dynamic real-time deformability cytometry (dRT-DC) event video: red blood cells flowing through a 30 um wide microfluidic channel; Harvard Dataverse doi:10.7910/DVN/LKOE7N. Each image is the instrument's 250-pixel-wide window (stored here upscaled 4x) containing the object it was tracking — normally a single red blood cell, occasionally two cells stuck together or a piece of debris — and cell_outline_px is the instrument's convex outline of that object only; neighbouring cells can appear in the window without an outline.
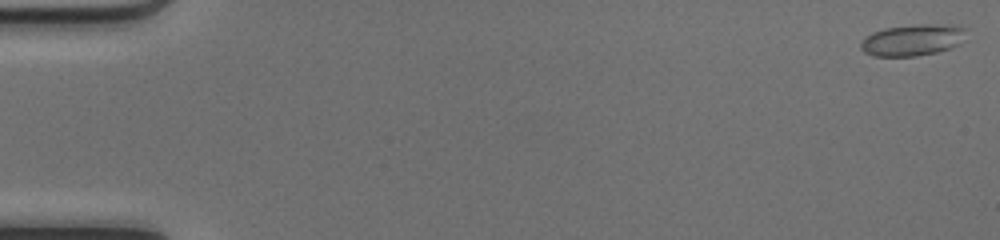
{"species": "common noctule bat (a hibernating species)", "species_latin": "Nyctalus noctula", "temperature_condition": "cold", "stored_images_in_passage": 50, "camera_frame_rate_fps": 3000, "um_per_image_px": 0.085, "animal": {"sex": "female", "body_mass_g": 17.0, "forearm_length_mm": 48.0}, "frame": {"image": 1, "passage_image": 1, "time_ms": 0.0, "image_size_px": [1000, 240], "cell_outline_px": [[964, 28], [960, 44], [952, 48], [936, 52], [916, 56], [872, 56], [864, 52], [860, 48], [860, 44], [872, 32], [884, 28], [916, 24], [952, 24]], "centroid_in_image_um": [77.55, 3.4], "position_along_channel_um": 7.5, "area_um2": 19.25}}
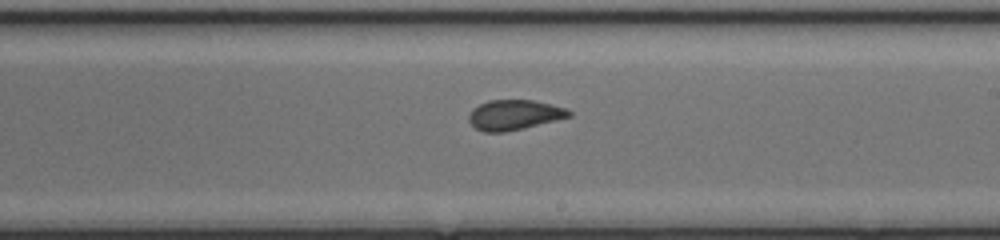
{"frame": {"image": 2, "passage_image": 30, "time_ms": 9.667, "image_size_px": [1000, 240], "cell_outline_px": [[572, 116], [504, 132], [484, 132], [476, 128], [468, 120], [468, 116], [472, 108], [488, 100], [532, 100], [564, 108], [572, 112]], "centroid_in_image_um": [43.66, 9.76], "position_along_channel_um": 245.3, "area_um2": 17.22}}
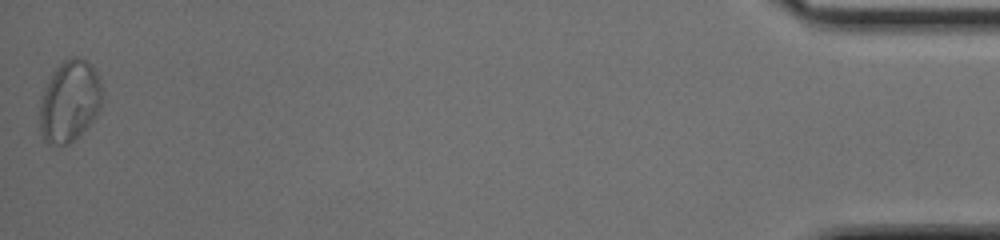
{"frame": {"image": 3, "passage_image": 50, "time_ms": 16.333, "image_size_px": [1000, 240], "cell_outline_px": [[100, 104], [96, 112], [88, 124], [68, 144], [48, 144], [44, 140], [40, 132], [40, 96], [52, 72], [64, 60], [72, 56], [76, 56], [84, 60], [96, 72], [100, 84]], "centroid_in_image_um": [5.84, 8.59], "position_along_channel_um": 429.4, "area_um2": 28.84}, "authors_computed_cell_mechanics": {"area_um2": 18.1203, "velocity_mm_per_s": 4.1766, "shape_relaxation_time_tau1_ms": null, "shape_relaxation_time_tau2_ms": 0.6751, "deformation_change_tau1": null, "deformation_change_tau2": 0.0595}}